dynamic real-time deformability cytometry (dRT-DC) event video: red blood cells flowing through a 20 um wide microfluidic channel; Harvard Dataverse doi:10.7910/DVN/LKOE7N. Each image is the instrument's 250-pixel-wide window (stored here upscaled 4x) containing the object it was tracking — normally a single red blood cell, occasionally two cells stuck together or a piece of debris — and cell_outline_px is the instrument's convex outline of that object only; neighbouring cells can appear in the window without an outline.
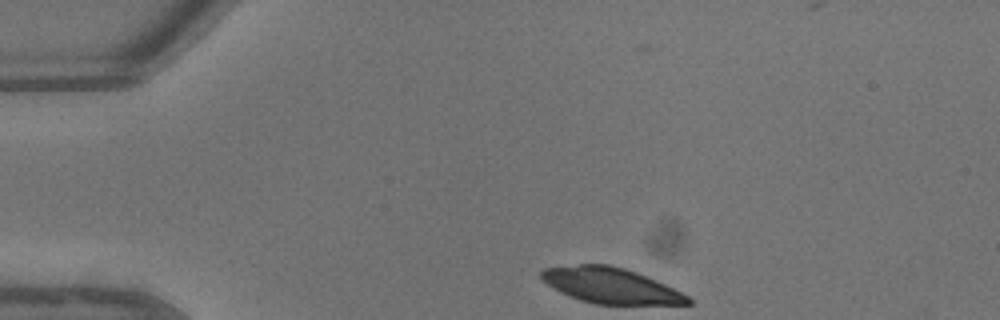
{"species": "common noctule bat (a hibernating species)", "species_latin": "Nyctalus noctula", "temperature_condition": "warm", "stored_images_in_passage": 31, "camera_frame_rate_fps": 3000, "um_per_image_px": 0.085, "animal": {"sex": "male", "body_mass_g": 13.3}, "frame": {"image": 1, "passage_image": 1, "time_ms": 0.0, "image_size_px": [1000, 320], "cell_outline_px": [[692, 304], [592, 304], [580, 300], [560, 292], [548, 284], [540, 276], [540, 272], [544, 268], [580, 264], [608, 264], [624, 268], [636, 272], [656, 280], [688, 296], [692, 300]], "centroid_in_image_um": [51.9, 24.27], "position_along_channel_um": 33.1, "area_um2": 30.11}}
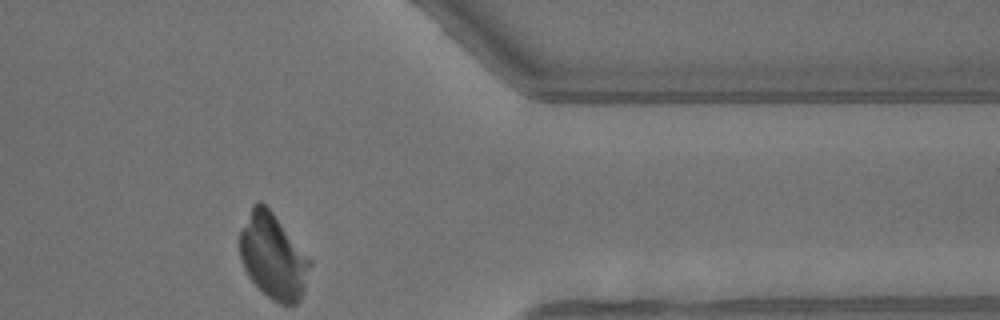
{"frame": {"image": 2, "passage_image": 29, "time_ms": 9.333, "image_size_px": [1000, 320], "cell_outline_px": [[312, 264], [304, 292], [300, 300], [296, 304], [280, 304], [272, 300], [248, 276], [244, 268], [240, 256], [240, 232], [252, 204], [256, 200], [260, 200], [272, 212], [312, 260]], "centroid_in_image_um": [23.23, 21.79], "position_along_channel_um": 388.2, "area_um2": 34.74}}